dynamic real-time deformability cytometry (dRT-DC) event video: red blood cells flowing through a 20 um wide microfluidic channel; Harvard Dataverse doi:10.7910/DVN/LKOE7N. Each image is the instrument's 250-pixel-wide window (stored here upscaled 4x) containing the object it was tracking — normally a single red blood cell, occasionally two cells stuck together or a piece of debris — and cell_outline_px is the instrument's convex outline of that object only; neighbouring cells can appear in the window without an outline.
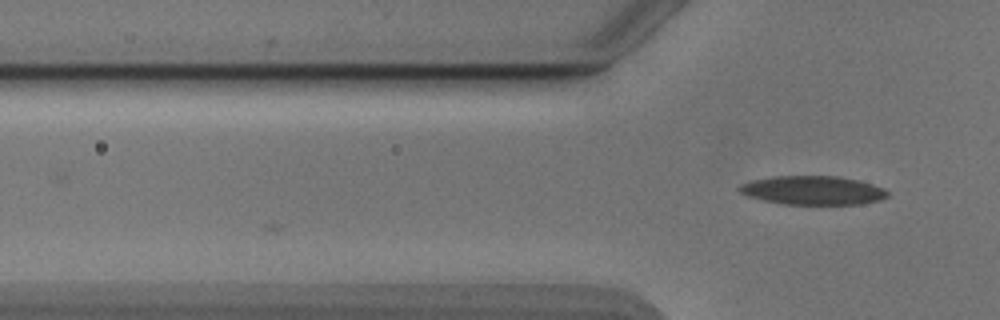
{"species": "Egyptian fruit bat (a non-hibernating species)", "species_latin": "Rousettus aegyptiacus", "temperature_condition": "cold", "stored_images_in_passage": 4, "camera_frame_rate_fps": 3000, "um_per_image_px": 0.085, "animal": {"sex": "male"}, "frame": {"image": 1, "passage_image": 4, "time_ms": 1.0, "image_size_px": [1000, 320], "cell_outline_px": [[888, 196], [880, 200], [860, 204], [784, 204], [764, 200], [748, 196], [740, 192], [736, 188], [740, 184], [752, 180], [772, 176], [840, 176], [872, 184], [884, 188], [888, 192]], "centroid_in_image_um": [69.08, 16.17], "position_along_channel_um": 56.7, "area_um2": 24.85}}